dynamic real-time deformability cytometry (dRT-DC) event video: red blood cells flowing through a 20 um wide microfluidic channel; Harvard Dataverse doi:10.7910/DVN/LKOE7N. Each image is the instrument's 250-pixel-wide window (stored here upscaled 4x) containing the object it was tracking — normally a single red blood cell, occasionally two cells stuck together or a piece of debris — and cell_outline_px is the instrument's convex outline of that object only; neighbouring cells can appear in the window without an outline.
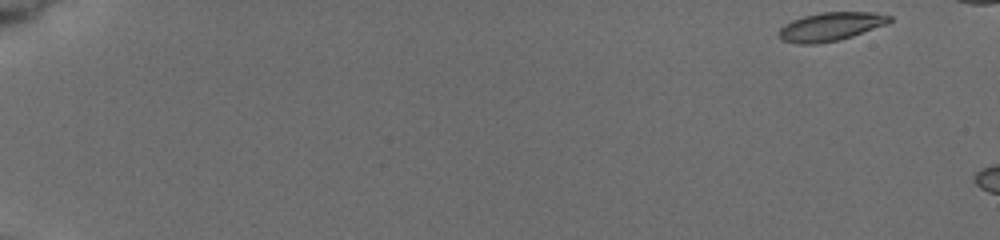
{"species": "common noctule bat (a hibernating species)", "species_latin": "Nyctalus noctula", "temperature_condition": "cold", "stored_images_in_passage": 3, "camera_frame_rate_fps": 3000, "um_per_image_px": 0.085, "animal": {"sex": "female", "body_mass_g": 19.5, "forearm_length_mm": 54.1}, "frame": {"image": 1, "passage_image": 1, "time_ms": 0.0, "image_size_px": [1000, 240], "cell_outline_px": [[892, 20], [888, 24], [852, 36], [836, 40], [816, 44], [800, 44], [780, 40], [776, 32], [784, 24], [792, 20], [804, 16], [820, 12], [872, 12], [892, 16]], "centroid_in_image_um": [70.57, 2.26], "position_along_channel_um": 14.4, "area_um2": 18.5}}